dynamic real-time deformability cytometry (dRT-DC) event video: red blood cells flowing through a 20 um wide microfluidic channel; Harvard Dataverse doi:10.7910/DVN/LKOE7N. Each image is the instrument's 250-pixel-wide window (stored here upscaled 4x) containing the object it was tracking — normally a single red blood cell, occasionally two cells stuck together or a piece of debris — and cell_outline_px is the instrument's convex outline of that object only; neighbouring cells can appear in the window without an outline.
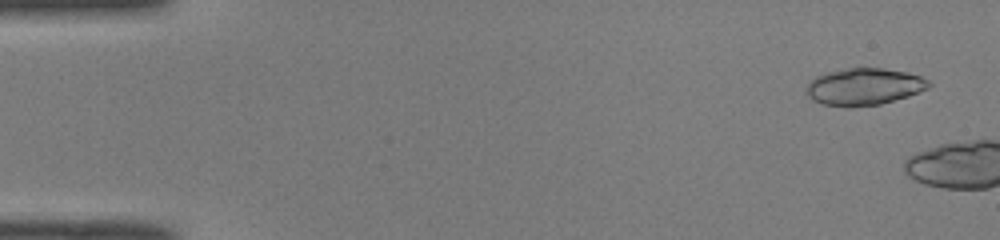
{"species": "common noctule bat (a hibernating species)", "species_latin": "Nyctalus noctula", "temperature_condition": "room temperature", "stored_images_in_passage": 6, "camera_frame_rate_fps": 3000, "um_per_image_px": 0.085, "animal": {"sex": "male", "body_mass_g": 19.0, "forearm_length_mm": 50.8}, "frame": {"image": 1, "passage_image": 3, "time_ms": 0.667, "image_size_px": [1000, 240], "cell_outline_px": [[932, 84], [928, 88], [908, 96], [880, 104], [852, 108], [848, 108], [820, 104], [812, 100], [808, 96], [808, 84], [816, 76], [828, 72], [848, 68], [884, 68], [908, 72], [920, 76], [928, 80]], "centroid_in_image_um": [73.45, 7.38], "position_along_channel_um": 11.5, "area_um2": 26.47}}